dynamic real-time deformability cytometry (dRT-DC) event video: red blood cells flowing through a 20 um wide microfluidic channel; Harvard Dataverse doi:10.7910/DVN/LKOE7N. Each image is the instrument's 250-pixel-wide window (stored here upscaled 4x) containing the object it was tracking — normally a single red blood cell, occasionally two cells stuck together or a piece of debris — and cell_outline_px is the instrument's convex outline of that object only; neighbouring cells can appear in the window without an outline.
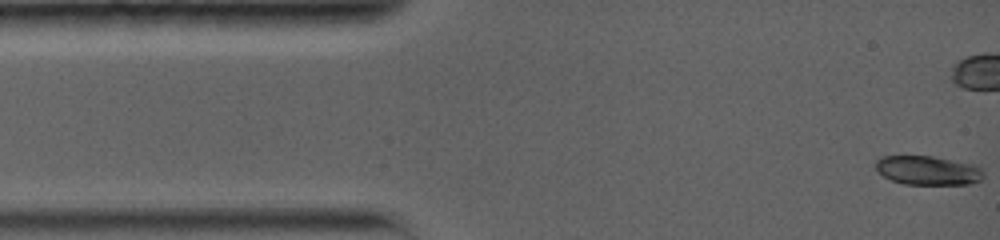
{"species": "common noctule bat (a hibernating species)", "species_latin": "Nyctalus noctula", "temperature_condition": "warm", "stored_images_in_passage": 34, "camera_frame_rate_fps": 5000, "um_per_image_px": 0.085, "animal": {"sex": "female", "body_mass_g": 19.0, "forearm_length_mm": 56.7}, "frame": {"image": 1, "passage_image": 1, "time_ms": 0.0, "image_size_px": [1000, 240], "cell_outline_px": [[984, 176], [980, 180], [968, 184], [904, 184], [892, 180], [876, 172], [876, 160], [880, 156], [932, 156], [976, 164], [984, 172]], "centroid_in_image_um": [78.87, 14.47], "position_along_channel_um": 6.1, "area_um2": 18.38}}
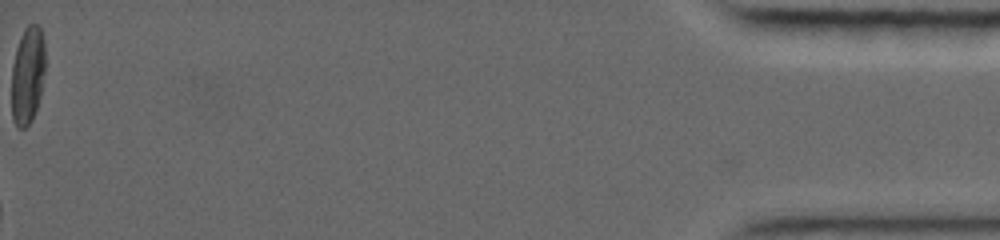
{"frame": {"image": 2, "passage_image": 34, "time_ms": 17.6, "image_size_px": [1000, 240], "cell_outline_px": [[44, 72], [40, 96], [32, 120], [24, 128], [16, 128], [12, 120], [12, 64], [16, 48], [20, 36], [24, 28], [28, 24], [36, 24], [40, 28], [44, 40]], "centroid_in_image_um": [2.33, 6.39], "position_along_channel_um": 432.9, "area_um2": 19.19}, "authors_computed_cell_mechanics": {"area_um2": 18.9006, "velocity_mm_per_s": 3.8416, "shape_relaxation_time_tau1_ms": 3.5281, "shape_relaxation_time_tau2_ms": null, "deformation_change_tau1": 0.1437, "deformation_change_tau2": null}}